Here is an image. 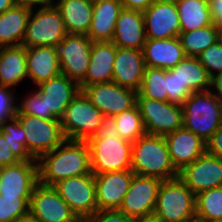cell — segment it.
I'll return each mask as SVG.
<instances>
[{
	"label": "cell",
	"mask_w": 222,
	"mask_h": 222,
	"mask_svg": "<svg viewBox=\"0 0 222 222\" xmlns=\"http://www.w3.org/2000/svg\"><path fill=\"white\" fill-rule=\"evenodd\" d=\"M14 89L0 85V124L16 116L17 97Z\"/></svg>",
	"instance_id": "cell-41"
},
{
	"label": "cell",
	"mask_w": 222,
	"mask_h": 222,
	"mask_svg": "<svg viewBox=\"0 0 222 222\" xmlns=\"http://www.w3.org/2000/svg\"><path fill=\"white\" fill-rule=\"evenodd\" d=\"M81 91L104 116L114 117L136 104L137 92L114 82L85 86Z\"/></svg>",
	"instance_id": "cell-14"
},
{
	"label": "cell",
	"mask_w": 222,
	"mask_h": 222,
	"mask_svg": "<svg viewBox=\"0 0 222 222\" xmlns=\"http://www.w3.org/2000/svg\"><path fill=\"white\" fill-rule=\"evenodd\" d=\"M133 176L131 169L94 175L98 210H119Z\"/></svg>",
	"instance_id": "cell-17"
},
{
	"label": "cell",
	"mask_w": 222,
	"mask_h": 222,
	"mask_svg": "<svg viewBox=\"0 0 222 222\" xmlns=\"http://www.w3.org/2000/svg\"><path fill=\"white\" fill-rule=\"evenodd\" d=\"M68 34L87 35L93 17V0H52Z\"/></svg>",
	"instance_id": "cell-27"
},
{
	"label": "cell",
	"mask_w": 222,
	"mask_h": 222,
	"mask_svg": "<svg viewBox=\"0 0 222 222\" xmlns=\"http://www.w3.org/2000/svg\"><path fill=\"white\" fill-rule=\"evenodd\" d=\"M209 9L212 23L222 25V0H209Z\"/></svg>",
	"instance_id": "cell-46"
},
{
	"label": "cell",
	"mask_w": 222,
	"mask_h": 222,
	"mask_svg": "<svg viewBox=\"0 0 222 222\" xmlns=\"http://www.w3.org/2000/svg\"><path fill=\"white\" fill-rule=\"evenodd\" d=\"M119 137L134 143L141 136L145 135V128L138 106L135 104L132 108L114 116Z\"/></svg>",
	"instance_id": "cell-35"
},
{
	"label": "cell",
	"mask_w": 222,
	"mask_h": 222,
	"mask_svg": "<svg viewBox=\"0 0 222 222\" xmlns=\"http://www.w3.org/2000/svg\"><path fill=\"white\" fill-rule=\"evenodd\" d=\"M39 183L46 186L74 176L92 173L90 150L86 141L65 139L38 160Z\"/></svg>",
	"instance_id": "cell-1"
},
{
	"label": "cell",
	"mask_w": 222,
	"mask_h": 222,
	"mask_svg": "<svg viewBox=\"0 0 222 222\" xmlns=\"http://www.w3.org/2000/svg\"><path fill=\"white\" fill-rule=\"evenodd\" d=\"M31 196H0V222H17L29 214Z\"/></svg>",
	"instance_id": "cell-37"
},
{
	"label": "cell",
	"mask_w": 222,
	"mask_h": 222,
	"mask_svg": "<svg viewBox=\"0 0 222 222\" xmlns=\"http://www.w3.org/2000/svg\"><path fill=\"white\" fill-rule=\"evenodd\" d=\"M14 5V0H0V14L4 13L6 10H9Z\"/></svg>",
	"instance_id": "cell-50"
},
{
	"label": "cell",
	"mask_w": 222,
	"mask_h": 222,
	"mask_svg": "<svg viewBox=\"0 0 222 222\" xmlns=\"http://www.w3.org/2000/svg\"><path fill=\"white\" fill-rule=\"evenodd\" d=\"M122 9L120 0H93V17L87 33L92 42L112 41Z\"/></svg>",
	"instance_id": "cell-25"
},
{
	"label": "cell",
	"mask_w": 222,
	"mask_h": 222,
	"mask_svg": "<svg viewBox=\"0 0 222 222\" xmlns=\"http://www.w3.org/2000/svg\"><path fill=\"white\" fill-rule=\"evenodd\" d=\"M166 90L168 102L178 105H182L191 94L171 70H166Z\"/></svg>",
	"instance_id": "cell-40"
},
{
	"label": "cell",
	"mask_w": 222,
	"mask_h": 222,
	"mask_svg": "<svg viewBox=\"0 0 222 222\" xmlns=\"http://www.w3.org/2000/svg\"><path fill=\"white\" fill-rule=\"evenodd\" d=\"M146 67L170 70L186 57L178 37L168 39L146 38L143 49Z\"/></svg>",
	"instance_id": "cell-23"
},
{
	"label": "cell",
	"mask_w": 222,
	"mask_h": 222,
	"mask_svg": "<svg viewBox=\"0 0 222 222\" xmlns=\"http://www.w3.org/2000/svg\"><path fill=\"white\" fill-rule=\"evenodd\" d=\"M115 55L116 46L112 41L93 42L86 77L79 84L80 89L93 84L112 82Z\"/></svg>",
	"instance_id": "cell-24"
},
{
	"label": "cell",
	"mask_w": 222,
	"mask_h": 222,
	"mask_svg": "<svg viewBox=\"0 0 222 222\" xmlns=\"http://www.w3.org/2000/svg\"><path fill=\"white\" fill-rule=\"evenodd\" d=\"M0 130L4 133V139L8 140L10 148L20 161H37L26 150L25 131L16 117L2 123Z\"/></svg>",
	"instance_id": "cell-36"
},
{
	"label": "cell",
	"mask_w": 222,
	"mask_h": 222,
	"mask_svg": "<svg viewBox=\"0 0 222 222\" xmlns=\"http://www.w3.org/2000/svg\"><path fill=\"white\" fill-rule=\"evenodd\" d=\"M218 26L215 24L190 32H180L178 38L186 57H198L202 51L217 42Z\"/></svg>",
	"instance_id": "cell-32"
},
{
	"label": "cell",
	"mask_w": 222,
	"mask_h": 222,
	"mask_svg": "<svg viewBox=\"0 0 222 222\" xmlns=\"http://www.w3.org/2000/svg\"><path fill=\"white\" fill-rule=\"evenodd\" d=\"M16 5L28 6L31 8L45 6L52 3V0H14Z\"/></svg>",
	"instance_id": "cell-49"
},
{
	"label": "cell",
	"mask_w": 222,
	"mask_h": 222,
	"mask_svg": "<svg viewBox=\"0 0 222 222\" xmlns=\"http://www.w3.org/2000/svg\"><path fill=\"white\" fill-rule=\"evenodd\" d=\"M170 70L191 93L207 91L212 87V77L197 57H185Z\"/></svg>",
	"instance_id": "cell-30"
},
{
	"label": "cell",
	"mask_w": 222,
	"mask_h": 222,
	"mask_svg": "<svg viewBox=\"0 0 222 222\" xmlns=\"http://www.w3.org/2000/svg\"><path fill=\"white\" fill-rule=\"evenodd\" d=\"M143 16L146 38L168 39L178 37L181 32L178 10L173 1L154 0Z\"/></svg>",
	"instance_id": "cell-16"
},
{
	"label": "cell",
	"mask_w": 222,
	"mask_h": 222,
	"mask_svg": "<svg viewBox=\"0 0 222 222\" xmlns=\"http://www.w3.org/2000/svg\"><path fill=\"white\" fill-rule=\"evenodd\" d=\"M119 137L115 118L112 116H104L97 134L91 138H116Z\"/></svg>",
	"instance_id": "cell-44"
},
{
	"label": "cell",
	"mask_w": 222,
	"mask_h": 222,
	"mask_svg": "<svg viewBox=\"0 0 222 222\" xmlns=\"http://www.w3.org/2000/svg\"><path fill=\"white\" fill-rule=\"evenodd\" d=\"M179 178L195 195L222 186V159L205 152L185 166Z\"/></svg>",
	"instance_id": "cell-15"
},
{
	"label": "cell",
	"mask_w": 222,
	"mask_h": 222,
	"mask_svg": "<svg viewBox=\"0 0 222 222\" xmlns=\"http://www.w3.org/2000/svg\"><path fill=\"white\" fill-rule=\"evenodd\" d=\"M162 180L134 174L119 211L135 221L153 216Z\"/></svg>",
	"instance_id": "cell-12"
},
{
	"label": "cell",
	"mask_w": 222,
	"mask_h": 222,
	"mask_svg": "<svg viewBox=\"0 0 222 222\" xmlns=\"http://www.w3.org/2000/svg\"><path fill=\"white\" fill-rule=\"evenodd\" d=\"M67 34L61 13L53 3L37 9L34 7L27 21L22 45L24 47L54 46Z\"/></svg>",
	"instance_id": "cell-5"
},
{
	"label": "cell",
	"mask_w": 222,
	"mask_h": 222,
	"mask_svg": "<svg viewBox=\"0 0 222 222\" xmlns=\"http://www.w3.org/2000/svg\"><path fill=\"white\" fill-rule=\"evenodd\" d=\"M53 188L80 221L98 210L93 173L67 178Z\"/></svg>",
	"instance_id": "cell-11"
},
{
	"label": "cell",
	"mask_w": 222,
	"mask_h": 222,
	"mask_svg": "<svg viewBox=\"0 0 222 222\" xmlns=\"http://www.w3.org/2000/svg\"><path fill=\"white\" fill-rule=\"evenodd\" d=\"M154 0H120L123 8L144 12Z\"/></svg>",
	"instance_id": "cell-47"
},
{
	"label": "cell",
	"mask_w": 222,
	"mask_h": 222,
	"mask_svg": "<svg viewBox=\"0 0 222 222\" xmlns=\"http://www.w3.org/2000/svg\"><path fill=\"white\" fill-rule=\"evenodd\" d=\"M196 195L179 178L162 181L153 216L163 222H186L195 218Z\"/></svg>",
	"instance_id": "cell-4"
},
{
	"label": "cell",
	"mask_w": 222,
	"mask_h": 222,
	"mask_svg": "<svg viewBox=\"0 0 222 222\" xmlns=\"http://www.w3.org/2000/svg\"><path fill=\"white\" fill-rule=\"evenodd\" d=\"M211 90L222 101V71L212 77Z\"/></svg>",
	"instance_id": "cell-48"
},
{
	"label": "cell",
	"mask_w": 222,
	"mask_h": 222,
	"mask_svg": "<svg viewBox=\"0 0 222 222\" xmlns=\"http://www.w3.org/2000/svg\"><path fill=\"white\" fill-rule=\"evenodd\" d=\"M164 138L171 162L178 172L206 152V142L184 127L165 135Z\"/></svg>",
	"instance_id": "cell-20"
},
{
	"label": "cell",
	"mask_w": 222,
	"mask_h": 222,
	"mask_svg": "<svg viewBox=\"0 0 222 222\" xmlns=\"http://www.w3.org/2000/svg\"><path fill=\"white\" fill-rule=\"evenodd\" d=\"M131 170L134 174L162 181L179 177L164 136L145 134L132 143Z\"/></svg>",
	"instance_id": "cell-2"
},
{
	"label": "cell",
	"mask_w": 222,
	"mask_h": 222,
	"mask_svg": "<svg viewBox=\"0 0 222 222\" xmlns=\"http://www.w3.org/2000/svg\"><path fill=\"white\" fill-rule=\"evenodd\" d=\"M136 222H163V221L155 218L154 216H151V217H146L144 219L137 220Z\"/></svg>",
	"instance_id": "cell-52"
},
{
	"label": "cell",
	"mask_w": 222,
	"mask_h": 222,
	"mask_svg": "<svg viewBox=\"0 0 222 222\" xmlns=\"http://www.w3.org/2000/svg\"><path fill=\"white\" fill-rule=\"evenodd\" d=\"M15 117L25 131L26 150L35 160L54 150L66 139L59 119H42L25 114H16Z\"/></svg>",
	"instance_id": "cell-8"
},
{
	"label": "cell",
	"mask_w": 222,
	"mask_h": 222,
	"mask_svg": "<svg viewBox=\"0 0 222 222\" xmlns=\"http://www.w3.org/2000/svg\"><path fill=\"white\" fill-rule=\"evenodd\" d=\"M27 78L26 47H0V85L14 89Z\"/></svg>",
	"instance_id": "cell-29"
},
{
	"label": "cell",
	"mask_w": 222,
	"mask_h": 222,
	"mask_svg": "<svg viewBox=\"0 0 222 222\" xmlns=\"http://www.w3.org/2000/svg\"><path fill=\"white\" fill-rule=\"evenodd\" d=\"M217 42L222 46V25L218 26Z\"/></svg>",
	"instance_id": "cell-53"
},
{
	"label": "cell",
	"mask_w": 222,
	"mask_h": 222,
	"mask_svg": "<svg viewBox=\"0 0 222 222\" xmlns=\"http://www.w3.org/2000/svg\"><path fill=\"white\" fill-rule=\"evenodd\" d=\"M31 9L15 4L0 14V47L22 45Z\"/></svg>",
	"instance_id": "cell-28"
},
{
	"label": "cell",
	"mask_w": 222,
	"mask_h": 222,
	"mask_svg": "<svg viewBox=\"0 0 222 222\" xmlns=\"http://www.w3.org/2000/svg\"><path fill=\"white\" fill-rule=\"evenodd\" d=\"M92 43L87 35L67 34L54 45L61 74L80 84L86 77Z\"/></svg>",
	"instance_id": "cell-10"
},
{
	"label": "cell",
	"mask_w": 222,
	"mask_h": 222,
	"mask_svg": "<svg viewBox=\"0 0 222 222\" xmlns=\"http://www.w3.org/2000/svg\"><path fill=\"white\" fill-rule=\"evenodd\" d=\"M17 99L16 114L31 115L42 119H57L52 113H46L44 97L37 90H31L27 96L25 95L21 99L17 97Z\"/></svg>",
	"instance_id": "cell-38"
},
{
	"label": "cell",
	"mask_w": 222,
	"mask_h": 222,
	"mask_svg": "<svg viewBox=\"0 0 222 222\" xmlns=\"http://www.w3.org/2000/svg\"><path fill=\"white\" fill-rule=\"evenodd\" d=\"M181 106L183 127L207 142L222 123V101L210 89L192 92Z\"/></svg>",
	"instance_id": "cell-3"
},
{
	"label": "cell",
	"mask_w": 222,
	"mask_h": 222,
	"mask_svg": "<svg viewBox=\"0 0 222 222\" xmlns=\"http://www.w3.org/2000/svg\"><path fill=\"white\" fill-rule=\"evenodd\" d=\"M82 222H136L119 210H97L93 215L81 220Z\"/></svg>",
	"instance_id": "cell-42"
},
{
	"label": "cell",
	"mask_w": 222,
	"mask_h": 222,
	"mask_svg": "<svg viewBox=\"0 0 222 222\" xmlns=\"http://www.w3.org/2000/svg\"><path fill=\"white\" fill-rule=\"evenodd\" d=\"M197 59L211 77L215 76L222 71V46L216 42L202 51Z\"/></svg>",
	"instance_id": "cell-39"
},
{
	"label": "cell",
	"mask_w": 222,
	"mask_h": 222,
	"mask_svg": "<svg viewBox=\"0 0 222 222\" xmlns=\"http://www.w3.org/2000/svg\"><path fill=\"white\" fill-rule=\"evenodd\" d=\"M136 97L168 101L166 70L156 67H145L142 84Z\"/></svg>",
	"instance_id": "cell-34"
},
{
	"label": "cell",
	"mask_w": 222,
	"mask_h": 222,
	"mask_svg": "<svg viewBox=\"0 0 222 222\" xmlns=\"http://www.w3.org/2000/svg\"><path fill=\"white\" fill-rule=\"evenodd\" d=\"M27 77L36 86L61 74L53 46L26 47Z\"/></svg>",
	"instance_id": "cell-26"
},
{
	"label": "cell",
	"mask_w": 222,
	"mask_h": 222,
	"mask_svg": "<svg viewBox=\"0 0 222 222\" xmlns=\"http://www.w3.org/2000/svg\"><path fill=\"white\" fill-rule=\"evenodd\" d=\"M146 134L165 136L183 127L182 106L168 101L136 97Z\"/></svg>",
	"instance_id": "cell-9"
},
{
	"label": "cell",
	"mask_w": 222,
	"mask_h": 222,
	"mask_svg": "<svg viewBox=\"0 0 222 222\" xmlns=\"http://www.w3.org/2000/svg\"><path fill=\"white\" fill-rule=\"evenodd\" d=\"M38 183L37 161H20L0 168V196H31Z\"/></svg>",
	"instance_id": "cell-18"
},
{
	"label": "cell",
	"mask_w": 222,
	"mask_h": 222,
	"mask_svg": "<svg viewBox=\"0 0 222 222\" xmlns=\"http://www.w3.org/2000/svg\"><path fill=\"white\" fill-rule=\"evenodd\" d=\"M104 114L80 91L60 119L66 139L87 141L99 130Z\"/></svg>",
	"instance_id": "cell-6"
},
{
	"label": "cell",
	"mask_w": 222,
	"mask_h": 222,
	"mask_svg": "<svg viewBox=\"0 0 222 222\" xmlns=\"http://www.w3.org/2000/svg\"><path fill=\"white\" fill-rule=\"evenodd\" d=\"M206 152L222 159V123L206 142Z\"/></svg>",
	"instance_id": "cell-45"
},
{
	"label": "cell",
	"mask_w": 222,
	"mask_h": 222,
	"mask_svg": "<svg viewBox=\"0 0 222 222\" xmlns=\"http://www.w3.org/2000/svg\"><path fill=\"white\" fill-rule=\"evenodd\" d=\"M146 41L143 12L123 8L112 38L118 48L142 50Z\"/></svg>",
	"instance_id": "cell-22"
},
{
	"label": "cell",
	"mask_w": 222,
	"mask_h": 222,
	"mask_svg": "<svg viewBox=\"0 0 222 222\" xmlns=\"http://www.w3.org/2000/svg\"><path fill=\"white\" fill-rule=\"evenodd\" d=\"M34 88L44 97L46 113H52L59 120L71 101L81 91L77 82L63 74L42 82Z\"/></svg>",
	"instance_id": "cell-19"
},
{
	"label": "cell",
	"mask_w": 222,
	"mask_h": 222,
	"mask_svg": "<svg viewBox=\"0 0 222 222\" xmlns=\"http://www.w3.org/2000/svg\"><path fill=\"white\" fill-rule=\"evenodd\" d=\"M29 214L40 222H80L53 186L41 183L32 191Z\"/></svg>",
	"instance_id": "cell-13"
},
{
	"label": "cell",
	"mask_w": 222,
	"mask_h": 222,
	"mask_svg": "<svg viewBox=\"0 0 222 222\" xmlns=\"http://www.w3.org/2000/svg\"><path fill=\"white\" fill-rule=\"evenodd\" d=\"M186 222H204V221H202L201 219H198V218H193V219H191V220H189V221H186Z\"/></svg>",
	"instance_id": "cell-54"
},
{
	"label": "cell",
	"mask_w": 222,
	"mask_h": 222,
	"mask_svg": "<svg viewBox=\"0 0 222 222\" xmlns=\"http://www.w3.org/2000/svg\"><path fill=\"white\" fill-rule=\"evenodd\" d=\"M195 217L204 222H222V186L196 195Z\"/></svg>",
	"instance_id": "cell-33"
},
{
	"label": "cell",
	"mask_w": 222,
	"mask_h": 222,
	"mask_svg": "<svg viewBox=\"0 0 222 222\" xmlns=\"http://www.w3.org/2000/svg\"><path fill=\"white\" fill-rule=\"evenodd\" d=\"M145 67L142 50L116 47L112 82L138 92Z\"/></svg>",
	"instance_id": "cell-21"
},
{
	"label": "cell",
	"mask_w": 222,
	"mask_h": 222,
	"mask_svg": "<svg viewBox=\"0 0 222 222\" xmlns=\"http://www.w3.org/2000/svg\"><path fill=\"white\" fill-rule=\"evenodd\" d=\"M181 32H190L213 25L209 9V0H178L175 2Z\"/></svg>",
	"instance_id": "cell-31"
},
{
	"label": "cell",
	"mask_w": 222,
	"mask_h": 222,
	"mask_svg": "<svg viewBox=\"0 0 222 222\" xmlns=\"http://www.w3.org/2000/svg\"><path fill=\"white\" fill-rule=\"evenodd\" d=\"M9 145L8 140L4 139V133L0 130V168L20 162Z\"/></svg>",
	"instance_id": "cell-43"
},
{
	"label": "cell",
	"mask_w": 222,
	"mask_h": 222,
	"mask_svg": "<svg viewBox=\"0 0 222 222\" xmlns=\"http://www.w3.org/2000/svg\"><path fill=\"white\" fill-rule=\"evenodd\" d=\"M17 222H40V221L37 220L36 218H33L30 214H28L19 219Z\"/></svg>",
	"instance_id": "cell-51"
},
{
	"label": "cell",
	"mask_w": 222,
	"mask_h": 222,
	"mask_svg": "<svg viewBox=\"0 0 222 222\" xmlns=\"http://www.w3.org/2000/svg\"><path fill=\"white\" fill-rule=\"evenodd\" d=\"M91 170L94 175L113 171L130 170L132 143L120 137L89 138Z\"/></svg>",
	"instance_id": "cell-7"
}]
</instances>
